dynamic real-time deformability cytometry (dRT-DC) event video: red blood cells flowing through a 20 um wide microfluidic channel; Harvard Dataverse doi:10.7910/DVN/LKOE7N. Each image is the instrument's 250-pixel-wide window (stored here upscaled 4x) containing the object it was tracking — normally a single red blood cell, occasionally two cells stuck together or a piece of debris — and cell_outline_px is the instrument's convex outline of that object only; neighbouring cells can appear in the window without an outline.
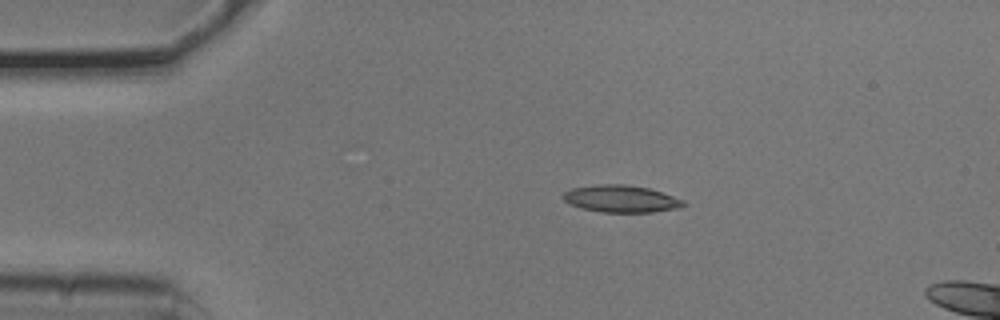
{"species": "common noctule bat (a hibernating species)", "species_latin": "Nyctalus noctula", "temperature_condition": "cold", "stored_images_in_passage": 9, "camera_frame_rate_fps": 3000, "um_per_image_px": 0.085, "animal": {"sex": "male", "body_mass_g": 20.5, "forearm_length_mm": 52.5}, "frame": {"image": 1, "passage_image": 3, "time_ms": 0.667, "image_size_px": [1000, 320], "cell_outline_px": [[684, 204], [680, 208], [652, 212], [600, 212], [580, 208], [568, 204], [564, 200], [564, 192], [572, 188], [596, 184], [624, 184], [648, 188], [684, 200]], "centroid_in_image_um": [52.75, 16.9], "position_along_channel_um": 32.2, "area_um2": 18.96}}
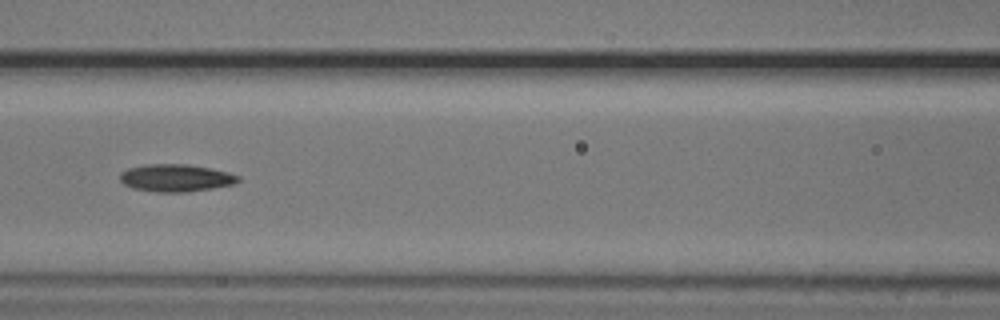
{"frame": {"image": 2, "passage_image": 6, "time_ms": 1.667, "image_size_px": [1000, 320], "cell_outline_px": [[240, 180], [232, 184], [212, 188], [188, 192], [156, 192], [132, 188], [124, 184], [120, 180], [120, 172], [128, 168], [144, 164], [188, 164], [212, 168], [228, 172], [240, 176]], "centroid_in_image_um": [14.93, 15.12], "position_along_channel_um": 151.7, "area_um2": 19.02}}